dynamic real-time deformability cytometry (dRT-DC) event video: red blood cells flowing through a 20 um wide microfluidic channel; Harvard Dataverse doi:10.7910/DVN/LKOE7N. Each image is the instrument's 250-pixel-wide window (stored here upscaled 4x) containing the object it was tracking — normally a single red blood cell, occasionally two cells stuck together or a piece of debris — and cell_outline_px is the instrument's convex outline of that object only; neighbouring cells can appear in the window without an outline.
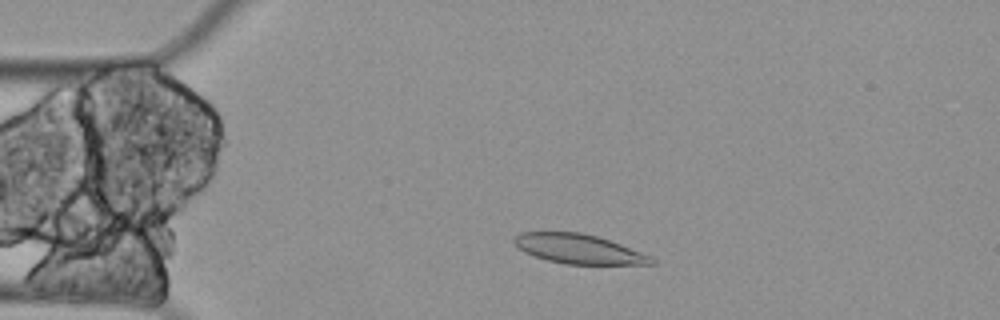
{"species": "Egyptian fruit bat (a non-hibernating species)", "species_latin": "Rousettus aegyptiacus", "temperature_condition": "cold", "stored_images_in_passage": 4, "camera_frame_rate_fps": 3000, "um_per_image_px": 0.085, "animal": {"sex": "female"}, "frame": {"image": 1, "passage_image": 3, "time_ms": 0.667, "image_size_px": [1000, 320], "cell_outline_px": [[656, 264], [564, 264], [548, 260], [524, 252], [512, 240], [520, 232], [580, 232], [596, 236], [620, 244], [652, 256], [656, 260]], "centroid_in_image_um": [49.21, 21.16], "position_along_channel_um": 35.8, "area_um2": 23.35}}